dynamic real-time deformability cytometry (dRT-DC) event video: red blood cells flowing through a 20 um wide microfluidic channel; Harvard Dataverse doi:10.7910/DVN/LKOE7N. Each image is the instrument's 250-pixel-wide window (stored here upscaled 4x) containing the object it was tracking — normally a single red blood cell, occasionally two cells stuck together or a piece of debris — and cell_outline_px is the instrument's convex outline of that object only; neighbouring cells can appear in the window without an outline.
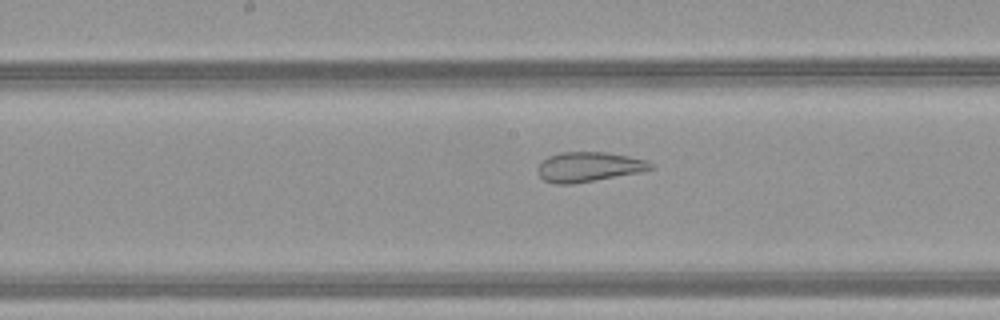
{"species": "common noctule bat (a hibernating species)", "species_latin": "Nyctalus noctula", "temperature_condition": "warm", "stored_images_in_passage": 46, "camera_frame_rate_fps": 3000, "um_per_image_px": 0.085, "animal": {"sex": "female", "body_mass_g": 21.9}, "frame": {"image": 1, "passage_image": 27, "time_ms": 8.667, "image_size_px": [1000, 320], "cell_outline_px": [[656, 168], [640, 172], [596, 180], [572, 184], [556, 184], [544, 180], [536, 172], [536, 168], [548, 156], [560, 152], [604, 152], [628, 156], [648, 160]], "centroid_in_image_um": [50.05, 14.18], "position_along_channel_um": 198.2, "area_um2": 19.65}}
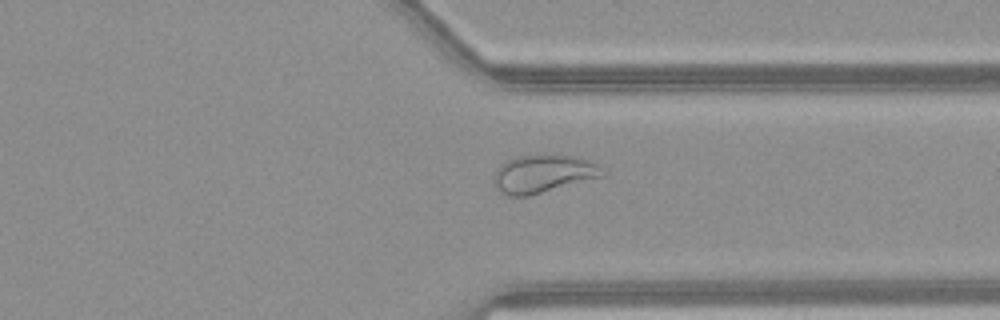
{"frame": {"image": 2, "passage_image": 39, "time_ms": 12.667, "image_size_px": [1000, 320], "cell_outline_px": [[608, 172], [604, 176], [528, 196], [508, 196], [500, 192], [496, 188], [492, 180], [496, 168], [504, 160], [516, 156], [572, 156], [588, 160], [608, 168]], "centroid_in_image_um": [46.17, 14.78], "position_along_channel_um": 365.2, "area_um2": 24.22}}
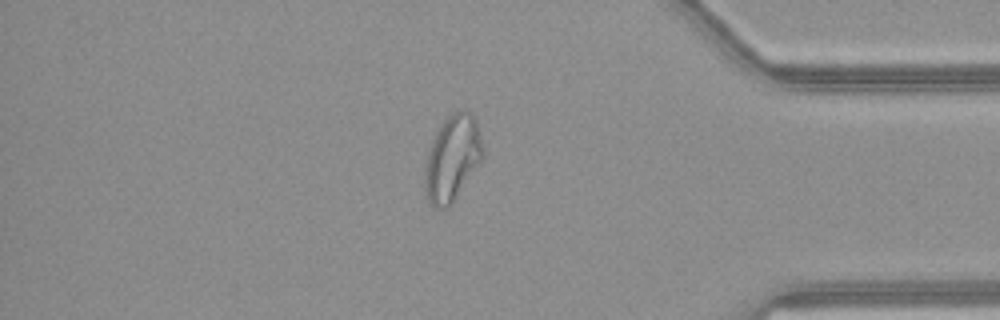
{"frame": {"image": 3, "passage_image": 43, "time_ms": 14.0, "image_size_px": [1000, 320], "cell_outline_px": [[484, 156], [448, 208], [436, 208], [428, 200], [424, 180], [424, 164], [432, 140], [436, 132], [444, 120], [452, 112], [460, 108], [464, 108], [472, 112], [476, 120], [484, 152]], "centroid_in_image_um": [38.44, 13.39], "position_along_channel_um": 396.8, "area_um2": 28.9}}